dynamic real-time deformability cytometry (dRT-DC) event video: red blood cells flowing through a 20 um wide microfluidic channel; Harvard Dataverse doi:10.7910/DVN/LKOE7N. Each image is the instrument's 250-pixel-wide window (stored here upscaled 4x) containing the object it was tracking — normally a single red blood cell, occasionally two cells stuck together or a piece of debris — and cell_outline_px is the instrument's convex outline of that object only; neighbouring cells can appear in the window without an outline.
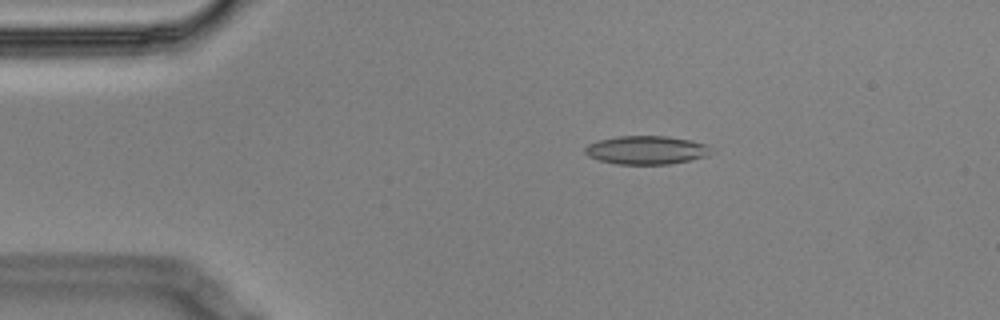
{"species": "Egyptian fruit bat (a non-hibernating species)", "species_latin": "Rousettus aegyptiacus", "temperature_condition": "cold", "stored_images_in_passage": 3, "camera_frame_rate_fps": 3000, "um_per_image_px": 0.085, "animal": {"sex": "male"}, "frame": {"image": 1, "passage_image": 2, "time_ms": 0.333, "image_size_px": [1000, 320], "cell_outline_px": [[716, 152], [708, 156], [668, 164], [616, 164], [600, 160], [588, 156], [584, 152], [584, 148], [588, 144], [600, 140], [616, 136], [668, 136], [692, 140], [704, 144]], "centroid_in_image_um": [54.96, 12.75], "position_along_channel_um": 30.0, "area_um2": 20.98}}